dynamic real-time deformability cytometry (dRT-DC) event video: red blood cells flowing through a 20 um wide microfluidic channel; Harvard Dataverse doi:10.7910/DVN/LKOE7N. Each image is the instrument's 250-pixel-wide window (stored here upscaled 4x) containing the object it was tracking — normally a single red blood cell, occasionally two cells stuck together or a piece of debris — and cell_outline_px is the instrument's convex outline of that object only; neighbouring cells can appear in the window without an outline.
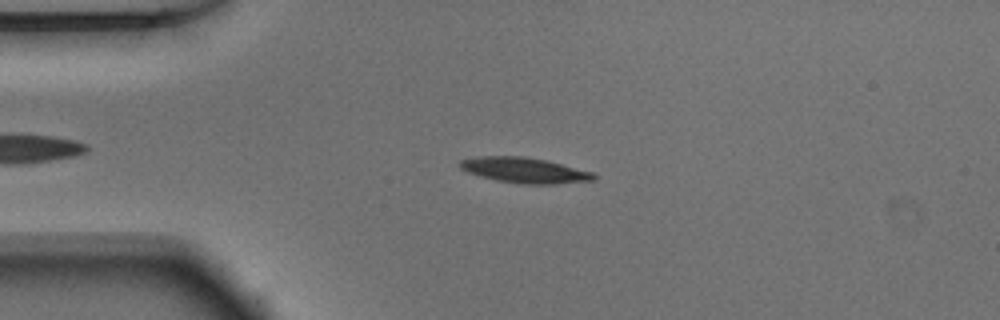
{"species": "Egyptian fruit bat (a non-hibernating species)", "species_latin": "Rousettus aegyptiacus", "temperature_condition": "warm", "stored_images_in_passage": 42, "camera_frame_rate_fps": 3000, "um_per_image_px": 0.085, "animal": {"sex": "male"}, "frame": {"image": 1, "passage_image": 11, "time_ms": 3.333, "image_size_px": [1000, 320], "cell_outline_px": [[596, 180], [556, 184], [520, 184], [496, 180], [480, 176], [468, 172], [460, 168], [460, 160], [480, 156], [524, 156], [544, 160], [592, 172], [596, 176]], "centroid_in_image_um": [44.58, 14.48], "position_along_channel_um": 40.4, "area_um2": 19.65}}
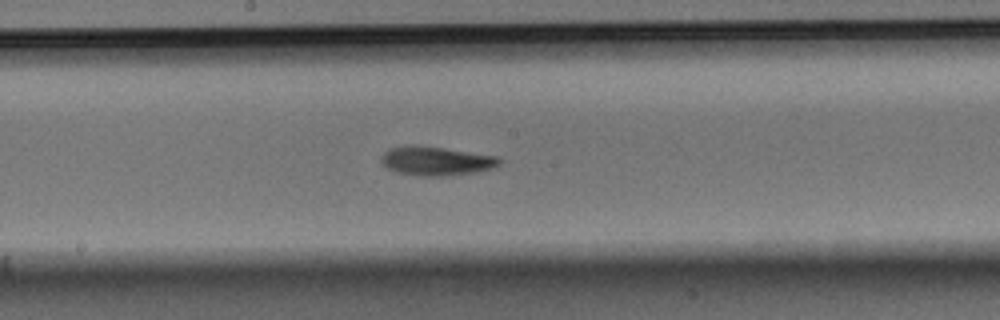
{"frame": {"image": 2, "passage_image": 26, "time_ms": 8.333, "image_size_px": [1000, 320], "cell_outline_px": [[504, 160], [500, 164], [492, 168], [476, 172], [444, 176], [420, 176], [396, 172], [388, 168], [380, 160], [384, 152], [388, 148], [440, 148], [500, 156]], "centroid_in_image_um": [37.17, 13.73], "position_along_channel_um": 211.0, "area_um2": 19.25}}
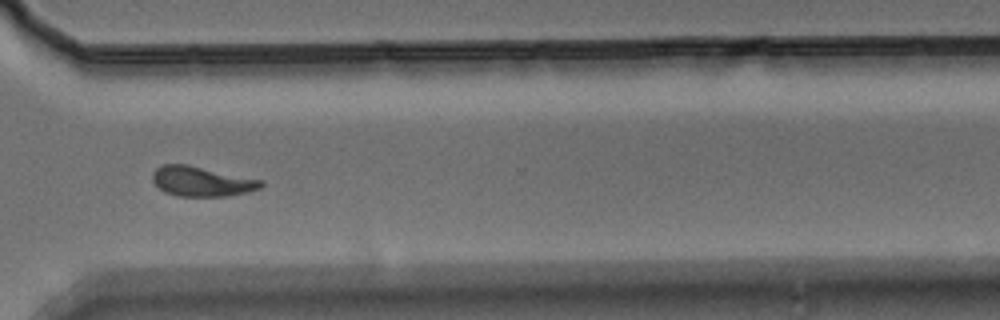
{"frame": {"image": 3, "passage_image": 37, "time_ms": 12.0, "image_size_px": [1000, 320], "cell_outline_px": [[264, 184], [260, 188], [248, 192], [228, 196], [180, 196], [164, 192], [152, 180], [152, 172], [156, 168], [164, 164], [188, 164], [264, 180]], "centroid_in_image_um": [17.16, 15.41], "position_along_channel_um": 353.4, "area_um2": 19.02}, "authors_computed_cell_mechanics": {"area_um2": 19.2474, "velocity_mm_per_s": 3.8836, "shape_relaxation_time_tau1_ms": 4.8798, "shape_relaxation_time_tau2_ms": 7.3096, "deformation_change_tau1": 0.1692, "deformation_change_tau2": 0.1585}}